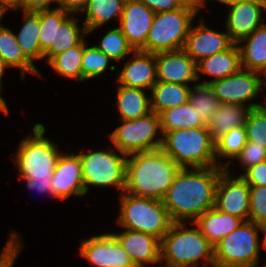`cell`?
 <instances>
[{"label":"cell","mask_w":266,"mask_h":267,"mask_svg":"<svg viewBox=\"0 0 266 267\" xmlns=\"http://www.w3.org/2000/svg\"><path fill=\"white\" fill-rule=\"evenodd\" d=\"M259 2H260V5H261V19H262V23L264 25H266V21H264L266 19H263L264 17H266L265 16L266 15V0H259ZM263 14H265V15H263Z\"/></svg>","instance_id":"obj_53"},{"label":"cell","mask_w":266,"mask_h":267,"mask_svg":"<svg viewBox=\"0 0 266 267\" xmlns=\"http://www.w3.org/2000/svg\"><path fill=\"white\" fill-rule=\"evenodd\" d=\"M155 12L139 0H126L124 11L117 25L134 50H140L147 41Z\"/></svg>","instance_id":"obj_20"},{"label":"cell","mask_w":266,"mask_h":267,"mask_svg":"<svg viewBox=\"0 0 266 267\" xmlns=\"http://www.w3.org/2000/svg\"><path fill=\"white\" fill-rule=\"evenodd\" d=\"M88 0H58L57 8L70 14H80L86 7Z\"/></svg>","instance_id":"obj_46"},{"label":"cell","mask_w":266,"mask_h":267,"mask_svg":"<svg viewBox=\"0 0 266 267\" xmlns=\"http://www.w3.org/2000/svg\"><path fill=\"white\" fill-rule=\"evenodd\" d=\"M196 17L198 13L186 6L155 13L146 44L140 50L154 54L182 50Z\"/></svg>","instance_id":"obj_8"},{"label":"cell","mask_w":266,"mask_h":267,"mask_svg":"<svg viewBox=\"0 0 266 267\" xmlns=\"http://www.w3.org/2000/svg\"><path fill=\"white\" fill-rule=\"evenodd\" d=\"M248 221L261 224L266 221V186H250Z\"/></svg>","instance_id":"obj_40"},{"label":"cell","mask_w":266,"mask_h":267,"mask_svg":"<svg viewBox=\"0 0 266 267\" xmlns=\"http://www.w3.org/2000/svg\"><path fill=\"white\" fill-rule=\"evenodd\" d=\"M194 226L193 222L172 223L161 239V267L215 266L214 246Z\"/></svg>","instance_id":"obj_3"},{"label":"cell","mask_w":266,"mask_h":267,"mask_svg":"<svg viewBox=\"0 0 266 267\" xmlns=\"http://www.w3.org/2000/svg\"><path fill=\"white\" fill-rule=\"evenodd\" d=\"M85 48V39L76 46L55 55L48 63L57 76L82 82V57Z\"/></svg>","instance_id":"obj_31"},{"label":"cell","mask_w":266,"mask_h":267,"mask_svg":"<svg viewBox=\"0 0 266 267\" xmlns=\"http://www.w3.org/2000/svg\"><path fill=\"white\" fill-rule=\"evenodd\" d=\"M11 68L6 64V62L0 57V87L3 89V77L5 76L6 70L8 71Z\"/></svg>","instance_id":"obj_51"},{"label":"cell","mask_w":266,"mask_h":267,"mask_svg":"<svg viewBox=\"0 0 266 267\" xmlns=\"http://www.w3.org/2000/svg\"><path fill=\"white\" fill-rule=\"evenodd\" d=\"M155 13L176 10L182 5L178 0H139Z\"/></svg>","instance_id":"obj_44"},{"label":"cell","mask_w":266,"mask_h":267,"mask_svg":"<svg viewBox=\"0 0 266 267\" xmlns=\"http://www.w3.org/2000/svg\"><path fill=\"white\" fill-rule=\"evenodd\" d=\"M48 129L42 123H36L30 133L21 138L12 159L19 177L31 179H52L57 160L62 150L59 144L46 136Z\"/></svg>","instance_id":"obj_4"},{"label":"cell","mask_w":266,"mask_h":267,"mask_svg":"<svg viewBox=\"0 0 266 267\" xmlns=\"http://www.w3.org/2000/svg\"><path fill=\"white\" fill-rule=\"evenodd\" d=\"M25 246V240H23L20 232L11 229L0 252V267H13Z\"/></svg>","instance_id":"obj_39"},{"label":"cell","mask_w":266,"mask_h":267,"mask_svg":"<svg viewBox=\"0 0 266 267\" xmlns=\"http://www.w3.org/2000/svg\"><path fill=\"white\" fill-rule=\"evenodd\" d=\"M5 18V16L0 12V21L2 20V19H4Z\"/></svg>","instance_id":"obj_56"},{"label":"cell","mask_w":266,"mask_h":267,"mask_svg":"<svg viewBox=\"0 0 266 267\" xmlns=\"http://www.w3.org/2000/svg\"><path fill=\"white\" fill-rule=\"evenodd\" d=\"M242 68L263 74L266 71V25L237 43Z\"/></svg>","instance_id":"obj_27"},{"label":"cell","mask_w":266,"mask_h":267,"mask_svg":"<svg viewBox=\"0 0 266 267\" xmlns=\"http://www.w3.org/2000/svg\"><path fill=\"white\" fill-rule=\"evenodd\" d=\"M242 69L241 55L237 43L224 52H218L197 62V78L201 84H211ZM202 76V77H201ZM205 77H209L207 79ZM202 78L205 80L201 81Z\"/></svg>","instance_id":"obj_22"},{"label":"cell","mask_w":266,"mask_h":267,"mask_svg":"<svg viewBox=\"0 0 266 267\" xmlns=\"http://www.w3.org/2000/svg\"><path fill=\"white\" fill-rule=\"evenodd\" d=\"M189 103L206 125L221 105L210 84L201 83L192 86L189 93Z\"/></svg>","instance_id":"obj_36"},{"label":"cell","mask_w":266,"mask_h":267,"mask_svg":"<svg viewBox=\"0 0 266 267\" xmlns=\"http://www.w3.org/2000/svg\"><path fill=\"white\" fill-rule=\"evenodd\" d=\"M250 110L247 106L222 103L207 125L210 139L216 143L226 132L244 126Z\"/></svg>","instance_id":"obj_28"},{"label":"cell","mask_w":266,"mask_h":267,"mask_svg":"<svg viewBox=\"0 0 266 267\" xmlns=\"http://www.w3.org/2000/svg\"><path fill=\"white\" fill-rule=\"evenodd\" d=\"M224 11H227V15L223 26L234 43L251 35L263 25L259 0H238Z\"/></svg>","instance_id":"obj_19"},{"label":"cell","mask_w":266,"mask_h":267,"mask_svg":"<svg viewBox=\"0 0 266 267\" xmlns=\"http://www.w3.org/2000/svg\"><path fill=\"white\" fill-rule=\"evenodd\" d=\"M1 91L3 93L4 89L0 87V114H3L7 117V115H10V110L8 108L9 105H7V100H5L1 94Z\"/></svg>","instance_id":"obj_50"},{"label":"cell","mask_w":266,"mask_h":267,"mask_svg":"<svg viewBox=\"0 0 266 267\" xmlns=\"http://www.w3.org/2000/svg\"><path fill=\"white\" fill-rule=\"evenodd\" d=\"M264 100H263V104H262V106L266 109V98H263Z\"/></svg>","instance_id":"obj_55"},{"label":"cell","mask_w":266,"mask_h":267,"mask_svg":"<svg viewBox=\"0 0 266 267\" xmlns=\"http://www.w3.org/2000/svg\"><path fill=\"white\" fill-rule=\"evenodd\" d=\"M193 85L157 81L150 90L151 110L160 114L189 101V93Z\"/></svg>","instance_id":"obj_30"},{"label":"cell","mask_w":266,"mask_h":267,"mask_svg":"<svg viewBox=\"0 0 266 267\" xmlns=\"http://www.w3.org/2000/svg\"><path fill=\"white\" fill-rule=\"evenodd\" d=\"M0 21V57L11 69L20 71L21 80L27 78V74L43 78L42 73L23 53L19 47L13 29L3 25Z\"/></svg>","instance_id":"obj_24"},{"label":"cell","mask_w":266,"mask_h":267,"mask_svg":"<svg viewBox=\"0 0 266 267\" xmlns=\"http://www.w3.org/2000/svg\"><path fill=\"white\" fill-rule=\"evenodd\" d=\"M55 8L39 11L40 29L39 41L41 51L45 54L54 42L55 34Z\"/></svg>","instance_id":"obj_41"},{"label":"cell","mask_w":266,"mask_h":267,"mask_svg":"<svg viewBox=\"0 0 266 267\" xmlns=\"http://www.w3.org/2000/svg\"><path fill=\"white\" fill-rule=\"evenodd\" d=\"M125 2L126 0H88L86 7L79 14L84 16L82 20L88 36L95 30L106 27L114 19L119 25Z\"/></svg>","instance_id":"obj_25"},{"label":"cell","mask_w":266,"mask_h":267,"mask_svg":"<svg viewBox=\"0 0 266 267\" xmlns=\"http://www.w3.org/2000/svg\"><path fill=\"white\" fill-rule=\"evenodd\" d=\"M120 123L107 136L113 147L124 155L152 151L161 148L163 135L160 116L153 111L132 120H118Z\"/></svg>","instance_id":"obj_10"},{"label":"cell","mask_w":266,"mask_h":267,"mask_svg":"<svg viewBox=\"0 0 266 267\" xmlns=\"http://www.w3.org/2000/svg\"><path fill=\"white\" fill-rule=\"evenodd\" d=\"M180 169L161 148L128 155L124 192L163 200Z\"/></svg>","instance_id":"obj_2"},{"label":"cell","mask_w":266,"mask_h":267,"mask_svg":"<svg viewBox=\"0 0 266 267\" xmlns=\"http://www.w3.org/2000/svg\"><path fill=\"white\" fill-rule=\"evenodd\" d=\"M241 177L249 186H266V161L248 168Z\"/></svg>","instance_id":"obj_42"},{"label":"cell","mask_w":266,"mask_h":267,"mask_svg":"<svg viewBox=\"0 0 266 267\" xmlns=\"http://www.w3.org/2000/svg\"><path fill=\"white\" fill-rule=\"evenodd\" d=\"M87 38L88 37L85 38V48L81 62L82 83L90 81V79H98L100 76L105 75L108 69H110L111 72L117 70L115 64H113L115 62L105 53L98 50L94 45L89 44Z\"/></svg>","instance_id":"obj_34"},{"label":"cell","mask_w":266,"mask_h":267,"mask_svg":"<svg viewBox=\"0 0 266 267\" xmlns=\"http://www.w3.org/2000/svg\"><path fill=\"white\" fill-rule=\"evenodd\" d=\"M80 18L78 14H70L60 8H55L54 42L44 54L43 60L46 63L55 55L79 45L86 37H89L85 25L79 24L83 22Z\"/></svg>","instance_id":"obj_21"},{"label":"cell","mask_w":266,"mask_h":267,"mask_svg":"<svg viewBox=\"0 0 266 267\" xmlns=\"http://www.w3.org/2000/svg\"><path fill=\"white\" fill-rule=\"evenodd\" d=\"M244 221L213 207L193 223L207 240L215 246L221 239L238 228Z\"/></svg>","instance_id":"obj_26"},{"label":"cell","mask_w":266,"mask_h":267,"mask_svg":"<svg viewBox=\"0 0 266 267\" xmlns=\"http://www.w3.org/2000/svg\"><path fill=\"white\" fill-rule=\"evenodd\" d=\"M262 82H263V92H264L266 89V71L262 74ZM264 87H265V89H264ZM263 98H266V95L263 96Z\"/></svg>","instance_id":"obj_54"},{"label":"cell","mask_w":266,"mask_h":267,"mask_svg":"<svg viewBox=\"0 0 266 267\" xmlns=\"http://www.w3.org/2000/svg\"><path fill=\"white\" fill-rule=\"evenodd\" d=\"M247 140L266 147V109L252 108L245 123Z\"/></svg>","instance_id":"obj_38"},{"label":"cell","mask_w":266,"mask_h":267,"mask_svg":"<svg viewBox=\"0 0 266 267\" xmlns=\"http://www.w3.org/2000/svg\"><path fill=\"white\" fill-rule=\"evenodd\" d=\"M161 149L181 168L216 167L215 143L207 127L166 132Z\"/></svg>","instance_id":"obj_7"},{"label":"cell","mask_w":266,"mask_h":267,"mask_svg":"<svg viewBox=\"0 0 266 267\" xmlns=\"http://www.w3.org/2000/svg\"><path fill=\"white\" fill-rule=\"evenodd\" d=\"M159 116L162 135L183 128L207 127L189 101L180 106L166 109Z\"/></svg>","instance_id":"obj_32"},{"label":"cell","mask_w":266,"mask_h":267,"mask_svg":"<svg viewBox=\"0 0 266 267\" xmlns=\"http://www.w3.org/2000/svg\"><path fill=\"white\" fill-rule=\"evenodd\" d=\"M80 240L79 256L90 267H136L111 230Z\"/></svg>","instance_id":"obj_12"},{"label":"cell","mask_w":266,"mask_h":267,"mask_svg":"<svg viewBox=\"0 0 266 267\" xmlns=\"http://www.w3.org/2000/svg\"><path fill=\"white\" fill-rule=\"evenodd\" d=\"M210 86L221 104H238L251 109L261 107L263 104V100L261 102L257 100L260 93H263L261 73L242 68L235 74L212 82Z\"/></svg>","instance_id":"obj_11"},{"label":"cell","mask_w":266,"mask_h":267,"mask_svg":"<svg viewBox=\"0 0 266 267\" xmlns=\"http://www.w3.org/2000/svg\"><path fill=\"white\" fill-rule=\"evenodd\" d=\"M52 191L59 201H66L73 197H84L85 188L82 179V162L79 155L73 151H66L59 156L52 174Z\"/></svg>","instance_id":"obj_15"},{"label":"cell","mask_w":266,"mask_h":267,"mask_svg":"<svg viewBox=\"0 0 266 267\" xmlns=\"http://www.w3.org/2000/svg\"><path fill=\"white\" fill-rule=\"evenodd\" d=\"M106 149H81L79 155L82 162V179L85 195L92 188H108L116 190L118 195L124 192L127 156L110 144ZM92 187V188H91Z\"/></svg>","instance_id":"obj_6"},{"label":"cell","mask_w":266,"mask_h":267,"mask_svg":"<svg viewBox=\"0 0 266 267\" xmlns=\"http://www.w3.org/2000/svg\"><path fill=\"white\" fill-rule=\"evenodd\" d=\"M21 27L14 31L17 43L24 55L34 64L43 61L44 53L41 51L39 41L40 19L39 11H22Z\"/></svg>","instance_id":"obj_29"},{"label":"cell","mask_w":266,"mask_h":267,"mask_svg":"<svg viewBox=\"0 0 266 267\" xmlns=\"http://www.w3.org/2000/svg\"><path fill=\"white\" fill-rule=\"evenodd\" d=\"M136 267H161V240L154 235L121 229L111 232Z\"/></svg>","instance_id":"obj_17"},{"label":"cell","mask_w":266,"mask_h":267,"mask_svg":"<svg viewBox=\"0 0 266 267\" xmlns=\"http://www.w3.org/2000/svg\"><path fill=\"white\" fill-rule=\"evenodd\" d=\"M125 61L123 66L119 63L121 69L116 70V84L149 92L157 82L156 54L134 50Z\"/></svg>","instance_id":"obj_16"},{"label":"cell","mask_w":266,"mask_h":267,"mask_svg":"<svg viewBox=\"0 0 266 267\" xmlns=\"http://www.w3.org/2000/svg\"><path fill=\"white\" fill-rule=\"evenodd\" d=\"M11 10L17 13L23 11V0H0V12L4 16Z\"/></svg>","instance_id":"obj_47"},{"label":"cell","mask_w":266,"mask_h":267,"mask_svg":"<svg viewBox=\"0 0 266 267\" xmlns=\"http://www.w3.org/2000/svg\"><path fill=\"white\" fill-rule=\"evenodd\" d=\"M53 3L57 5L58 0H23V11L37 12L41 10L53 9Z\"/></svg>","instance_id":"obj_45"},{"label":"cell","mask_w":266,"mask_h":267,"mask_svg":"<svg viewBox=\"0 0 266 267\" xmlns=\"http://www.w3.org/2000/svg\"><path fill=\"white\" fill-rule=\"evenodd\" d=\"M259 224L245 221L214 246L217 267H259L261 234Z\"/></svg>","instance_id":"obj_9"},{"label":"cell","mask_w":266,"mask_h":267,"mask_svg":"<svg viewBox=\"0 0 266 267\" xmlns=\"http://www.w3.org/2000/svg\"><path fill=\"white\" fill-rule=\"evenodd\" d=\"M18 181H24L26 183V187L29 190H36L37 193H41V194H45L49 195L50 198L52 197V199L56 198L53 195V191H52V183H51V179H31V180H27L25 178L22 177H18Z\"/></svg>","instance_id":"obj_43"},{"label":"cell","mask_w":266,"mask_h":267,"mask_svg":"<svg viewBox=\"0 0 266 267\" xmlns=\"http://www.w3.org/2000/svg\"><path fill=\"white\" fill-rule=\"evenodd\" d=\"M197 25L193 22L183 50L197 63L218 52L229 49L234 42L225 31H219L207 25L204 16H199ZM205 19V20H204Z\"/></svg>","instance_id":"obj_14"},{"label":"cell","mask_w":266,"mask_h":267,"mask_svg":"<svg viewBox=\"0 0 266 267\" xmlns=\"http://www.w3.org/2000/svg\"><path fill=\"white\" fill-rule=\"evenodd\" d=\"M182 6H186L195 10L198 15L200 14V1L201 0H178Z\"/></svg>","instance_id":"obj_49"},{"label":"cell","mask_w":266,"mask_h":267,"mask_svg":"<svg viewBox=\"0 0 266 267\" xmlns=\"http://www.w3.org/2000/svg\"><path fill=\"white\" fill-rule=\"evenodd\" d=\"M103 32L104 35L94 46L105 53L113 62L122 63L134 51L133 47L128 43L127 38L118 26L109 27L106 33Z\"/></svg>","instance_id":"obj_35"},{"label":"cell","mask_w":266,"mask_h":267,"mask_svg":"<svg viewBox=\"0 0 266 267\" xmlns=\"http://www.w3.org/2000/svg\"><path fill=\"white\" fill-rule=\"evenodd\" d=\"M157 81L195 85L197 63L182 49L156 53Z\"/></svg>","instance_id":"obj_18"},{"label":"cell","mask_w":266,"mask_h":267,"mask_svg":"<svg viewBox=\"0 0 266 267\" xmlns=\"http://www.w3.org/2000/svg\"><path fill=\"white\" fill-rule=\"evenodd\" d=\"M115 89L114 107L119 120H134L152 112L150 92L147 90L119 84Z\"/></svg>","instance_id":"obj_23"},{"label":"cell","mask_w":266,"mask_h":267,"mask_svg":"<svg viewBox=\"0 0 266 267\" xmlns=\"http://www.w3.org/2000/svg\"><path fill=\"white\" fill-rule=\"evenodd\" d=\"M266 161V147L263 145H259L254 142L247 141L246 145L242 148L240 154L235 158V160L226 168V170L233 174V175H239L241 176L248 168L255 166L258 163ZM238 162L237 164H235ZM239 164V170L241 168L242 173L237 174L236 167H238ZM237 165V166H236ZM235 166V169H234ZM233 167V169H232ZM236 173V174H235Z\"/></svg>","instance_id":"obj_37"},{"label":"cell","mask_w":266,"mask_h":267,"mask_svg":"<svg viewBox=\"0 0 266 267\" xmlns=\"http://www.w3.org/2000/svg\"><path fill=\"white\" fill-rule=\"evenodd\" d=\"M260 227V232L263 233V237L260 238L261 239V248H263V250H266V221L259 224ZM263 239V240H262Z\"/></svg>","instance_id":"obj_52"},{"label":"cell","mask_w":266,"mask_h":267,"mask_svg":"<svg viewBox=\"0 0 266 267\" xmlns=\"http://www.w3.org/2000/svg\"><path fill=\"white\" fill-rule=\"evenodd\" d=\"M247 141L245 125L226 132L215 143V160L217 166L226 169L240 154Z\"/></svg>","instance_id":"obj_33"},{"label":"cell","mask_w":266,"mask_h":267,"mask_svg":"<svg viewBox=\"0 0 266 267\" xmlns=\"http://www.w3.org/2000/svg\"><path fill=\"white\" fill-rule=\"evenodd\" d=\"M224 168H181L163 198V204L173 222H194L215 207V193Z\"/></svg>","instance_id":"obj_1"},{"label":"cell","mask_w":266,"mask_h":267,"mask_svg":"<svg viewBox=\"0 0 266 267\" xmlns=\"http://www.w3.org/2000/svg\"><path fill=\"white\" fill-rule=\"evenodd\" d=\"M250 186L239 175L224 169L216 186L215 208L221 212L248 221Z\"/></svg>","instance_id":"obj_13"},{"label":"cell","mask_w":266,"mask_h":267,"mask_svg":"<svg viewBox=\"0 0 266 267\" xmlns=\"http://www.w3.org/2000/svg\"><path fill=\"white\" fill-rule=\"evenodd\" d=\"M118 201L119 213L113 221L119 229L148 233L161 240L173 223L162 200L123 192Z\"/></svg>","instance_id":"obj_5"},{"label":"cell","mask_w":266,"mask_h":267,"mask_svg":"<svg viewBox=\"0 0 266 267\" xmlns=\"http://www.w3.org/2000/svg\"><path fill=\"white\" fill-rule=\"evenodd\" d=\"M208 1H210V0H208ZM214 1H216L218 3L217 5H219V4H221L222 6L224 5L222 8V9H224V8L232 5L233 3H235L238 0H214ZM212 2H213V0H212ZM207 4H208L207 0H201L200 1V16L205 15V14H203V15H201V14H202V10L208 6Z\"/></svg>","instance_id":"obj_48"}]
</instances>
